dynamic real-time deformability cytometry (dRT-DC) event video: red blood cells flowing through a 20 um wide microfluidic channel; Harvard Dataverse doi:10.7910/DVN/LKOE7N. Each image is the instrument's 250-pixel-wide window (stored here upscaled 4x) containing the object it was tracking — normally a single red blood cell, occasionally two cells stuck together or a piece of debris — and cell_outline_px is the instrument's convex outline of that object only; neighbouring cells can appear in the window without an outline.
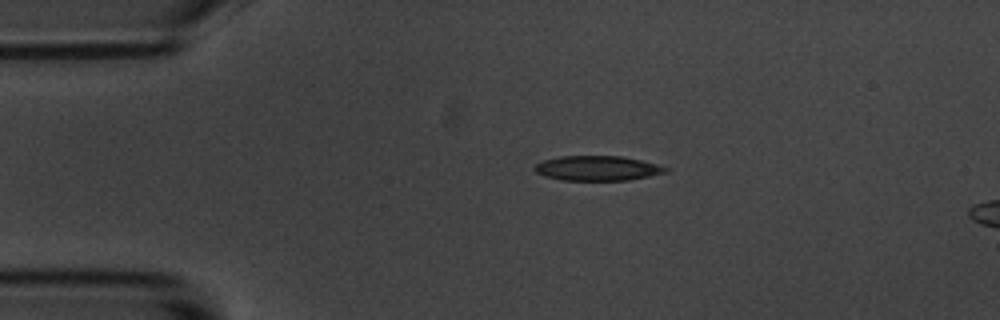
{"species": "common noctule bat (a hibernating species)", "species_latin": "Nyctalus noctula", "temperature_condition": "room temperature", "stored_images_in_passage": 4, "segment_of_instrument_passage": [1, 2], "camera_frame_rate_fps": 3000, "um_per_image_px": 0.085, "animal": {"sex": "male", "body_mass_g": 20.1, "forearm_length_mm": 53.5}, "frame": {"image": 1, "passage_image": 2, "time_ms": 2.0, "image_size_px": [1000, 320], "cell_outline_px": [[668, 172], [628, 180], [564, 180], [544, 176], [536, 172], [532, 168], [536, 164], [544, 160], [560, 156], [620, 156], [640, 160], [656, 164], [668, 168]], "centroid_in_image_um": [50.75, 14.3], "position_along_channel_um": 34.2, "area_um2": 18.79}}